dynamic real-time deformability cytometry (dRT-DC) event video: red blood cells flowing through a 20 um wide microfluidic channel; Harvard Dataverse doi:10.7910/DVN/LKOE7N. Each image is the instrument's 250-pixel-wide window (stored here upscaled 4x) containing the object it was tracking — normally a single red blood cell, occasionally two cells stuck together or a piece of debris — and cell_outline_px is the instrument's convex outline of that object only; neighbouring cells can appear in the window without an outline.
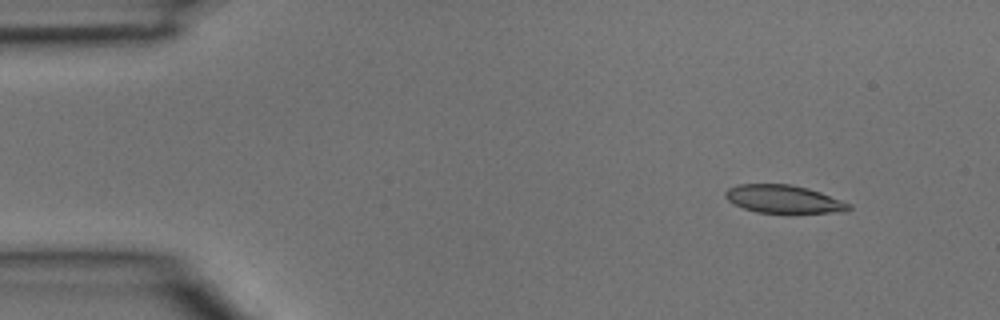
{"species": "common noctule bat (a hibernating species)", "species_latin": "Nyctalus noctula", "temperature_condition": "room temperature", "stored_images_in_passage": 4, "camera_frame_rate_fps": 3000, "um_per_image_px": 0.085, "animal": {"sex": "male", "body_mass_g": 15.6}, "frame": {"image": 1, "passage_image": 4, "time_ms": 1.0, "image_size_px": [1000, 320], "cell_outline_px": [[852, 208], [848, 212], [756, 212], [744, 208], [728, 200], [724, 196], [724, 192], [728, 188], [740, 184], [788, 184], [808, 188], [820, 192], [852, 204]], "centroid_in_image_um": [66.63, 16.92], "position_along_channel_um": 18.4, "area_um2": 19.94}}